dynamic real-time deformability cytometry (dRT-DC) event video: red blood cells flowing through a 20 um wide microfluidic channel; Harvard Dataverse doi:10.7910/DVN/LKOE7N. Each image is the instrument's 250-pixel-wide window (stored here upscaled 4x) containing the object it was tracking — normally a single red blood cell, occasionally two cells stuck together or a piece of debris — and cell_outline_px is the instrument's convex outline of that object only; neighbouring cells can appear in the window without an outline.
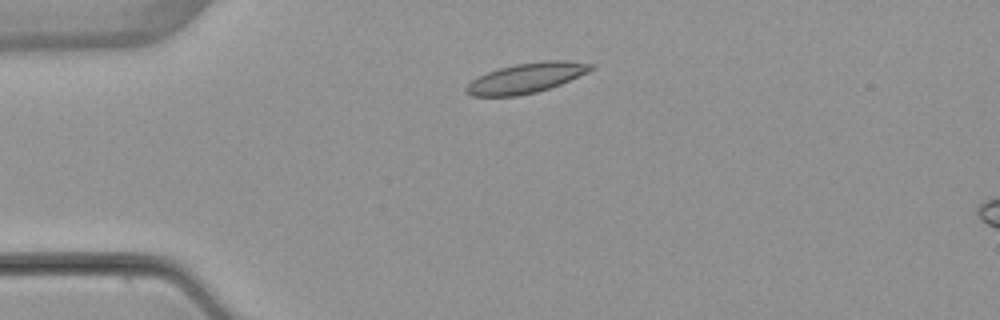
{"species": "common noctule bat (a hibernating species)", "species_latin": "Nyctalus noctula", "temperature_condition": "warm", "stored_images_in_passage": 6, "camera_frame_rate_fps": 3000, "um_per_image_px": 0.085, "animal": {"sex": "female", "body_mass_g": 22.7, "forearm_length_mm": 54.2}, "frame": {"image": 1, "passage_image": 3, "time_ms": 2.333, "image_size_px": [1000, 320], "cell_outline_px": [[596, 68], [588, 72], [560, 84], [536, 92], [516, 96], [472, 96], [464, 92], [464, 88], [476, 76], [500, 68], [516, 64], [544, 60], [564, 60], [596, 64]], "centroid_in_image_um": [44.73, 6.62], "position_along_channel_um": 40.3, "area_um2": 21.85}}
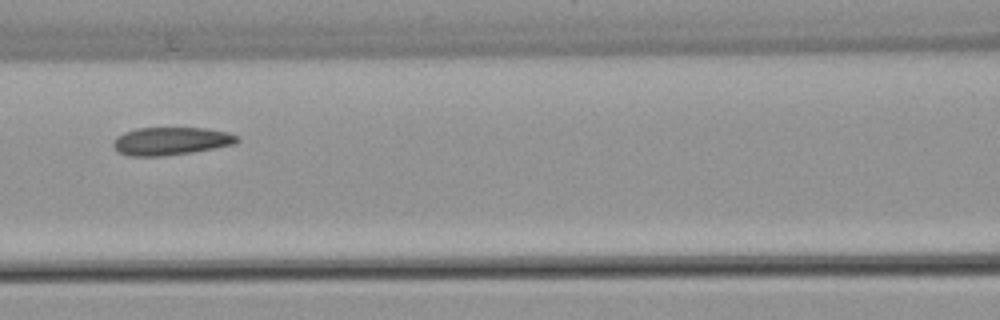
{"frame": {"image": 2, "passage_image": 6, "time_ms": 6.0, "image_size_px": [1000, 320], "cell_outline_px": [[240, 140], [236, 144], [192, 152], [164, 156], [128, 156], [116, 152], [112, 144], [112, 140], [116, 136], [124, 132], [136, 128], [204, 128], [228, 132], [240, 136]], "centroid_in_image_um": [14.5, 11.99], "position_along_channel_um": 152.1, "area_um2": 20.46}}